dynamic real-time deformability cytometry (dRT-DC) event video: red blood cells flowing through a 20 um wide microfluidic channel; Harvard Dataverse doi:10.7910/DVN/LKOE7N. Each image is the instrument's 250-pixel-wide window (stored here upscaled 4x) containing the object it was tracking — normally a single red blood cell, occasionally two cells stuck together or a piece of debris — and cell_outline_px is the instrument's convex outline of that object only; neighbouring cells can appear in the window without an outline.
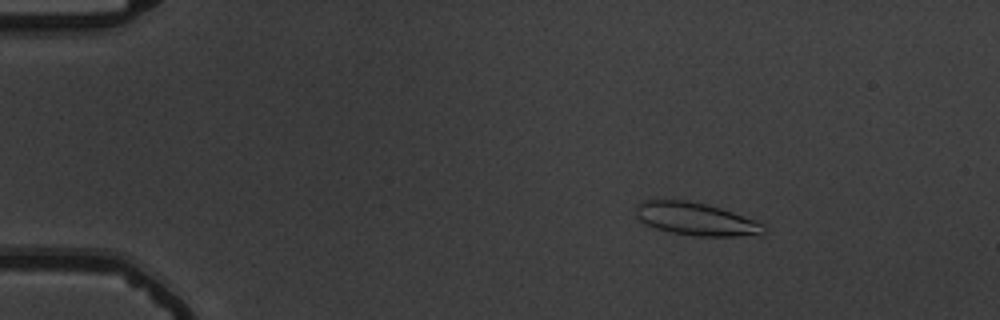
{"species": "common noctule bat (a hibernating species)", "species_latin": "Nyctalus noctula", "temperature_condition": "warm", "stored_images_in_passage": 55, "camera_frame_rate_fps": 3000, "um_per_image_px": 0.085, "animal": {"sex": "male", "body_mass_g": 19.5, "forearm_length_mm": 54.6}, "frame": {"image": 1, "passage_image": 9, "time_ms": 2.667, "image_size_px": [1000, 320], "cell_outline_px": [[764, 232], [736, 236], [696, 236], [672, 232], [656, 228], [644, 224], [636, 216], [636, 204], [644, 200], [688, 200], [720, 208], [732, 212], [764, 224]], "centroid_in_image_um": [59.07, 18.6], "position_along_channel_um": 25.9, "area_um2": 23.99}}
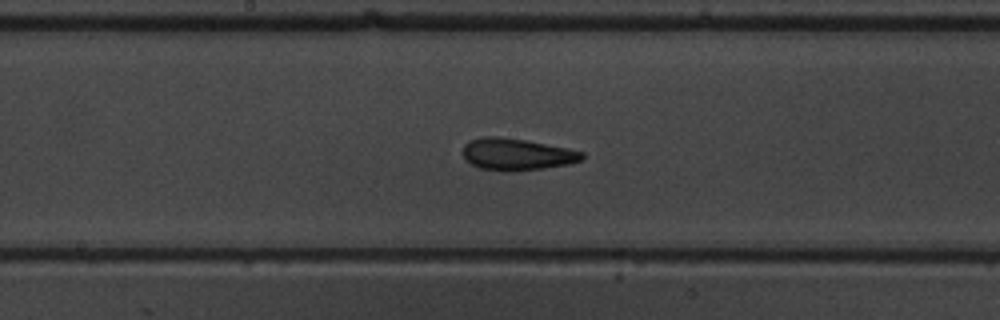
{"frame": {"image": 2, "passage_image": 30, "time_ms": 9.667, "image_size_px": [1000, 320], "cell_outline_px": [[584, 156], [580, 160], [568, 164], [544, 168], [512, 172], [508, 172], [480, 168], [464, 160], [464, 144], [472, 140], [484, 136], [496, 136], [528, 140], [568, 148], [584, 152]], "centroid_in_image_um": [43.93, 13.12], "position_along_channel_um": 204.3, "area_um2": 22.2}}
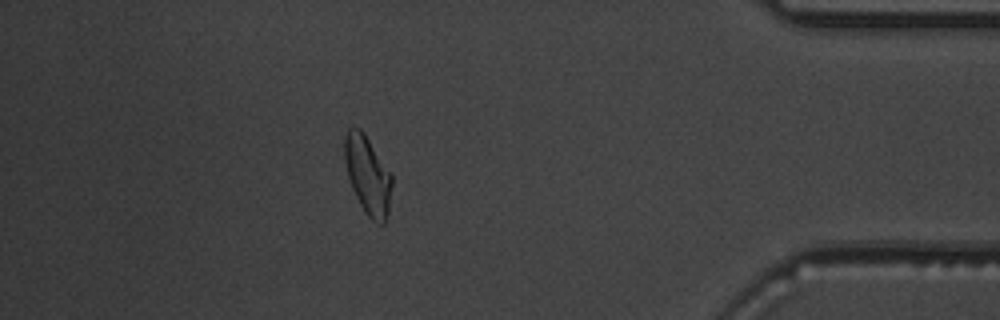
{"frame": {"image": 3, "passage_image": 49, "time_ms": 16.0, "image_size_px": [1000, 320], "cell_outline_px": [[392, 184], [388, 212], [384, 224], [376, 224], [364, 212], [352, 188], [348, 176], [344, 160], [344, 136], [348, 128], [352, 124], [360, 128], [364, 132], [392, 176]], "centroid_in_image_um": [31.23, 14.86], "position_along_channel_um": 404.0, "area_um2": 21.68}, "authors_computed_cell_mechanics": {"area_um2": 21.9062, "velocity_mm_per_s": 3.7417, "shape_relaxation_time_tau1_ms": 7.0058, "shape_relaxation_time_tau2_ms": 2.0874, "deformation_change_tau1": 0.2211, "deformation_change_tau2": 0.0993}}